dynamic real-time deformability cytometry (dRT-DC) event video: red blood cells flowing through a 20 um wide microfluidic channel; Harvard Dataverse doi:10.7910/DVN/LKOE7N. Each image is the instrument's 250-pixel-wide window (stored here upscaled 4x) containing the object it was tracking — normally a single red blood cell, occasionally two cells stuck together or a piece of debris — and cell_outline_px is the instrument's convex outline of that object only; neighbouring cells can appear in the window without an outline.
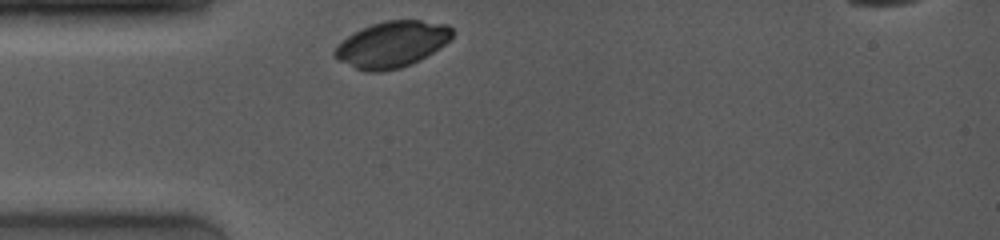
{"species": "common noctule bat (a hibernating species)", "species_latin": "Nyctalus noctula", "temperature_condition": "room temperature", "stored_images_in_passage": 12, "camera_frame_rate_fps": 4000, "um_per_image_px": 0.085, "animal": {"sex": "female", "body_mass_g": 19.0, "forearm_length_mm": 53.3}, "frame": {"image": 1, "passage_image": 1, "time_ms": 0.0, "image_size_px": [1000, 240], "cell_outline_px": [[452, 36], [440, 48], [420, 60], [412, 64], [400, 68], [380, 72], [364, 72], [332, 56], [332, 52], [348, 36], [372, 24], [384, 20], [420, 20], [448, 24], [452, 28]], "centroid_in_image_um": [33.34, 3.78], "position_along_channel_um": 51.7, "area_um2": 31.39}}